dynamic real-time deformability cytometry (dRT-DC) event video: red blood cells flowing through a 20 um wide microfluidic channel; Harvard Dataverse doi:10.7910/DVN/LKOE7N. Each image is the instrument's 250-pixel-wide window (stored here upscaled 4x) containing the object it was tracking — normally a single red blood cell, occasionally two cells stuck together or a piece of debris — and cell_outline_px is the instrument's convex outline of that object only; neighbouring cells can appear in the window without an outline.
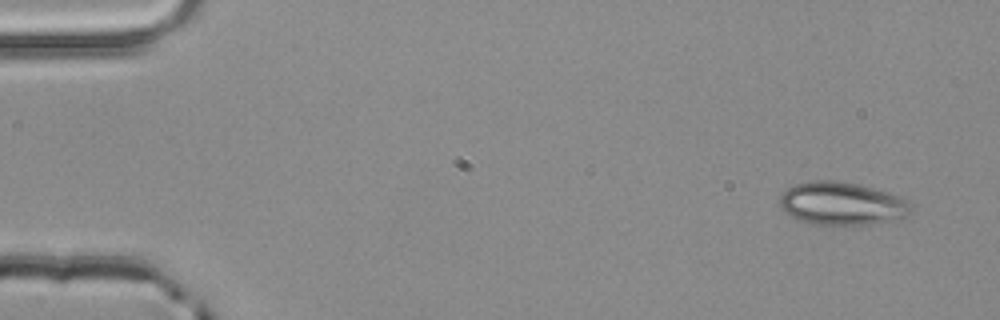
{"species": "common noctule bat (a hibernating species)", "species_latin": "Nyctalus noctula", "temperature_condition": "room temperature", "stored_images_in_passage": 4, "segment_of_instrument_passage": [2, 2], "camera_frame_rate_fps": 3000, "um_per_image_px": 0.085, "animal": {"sex": "male", "body_mass_g": 20.4}, "frame": {"image": 1, "passage_image": 4, "time_ms": 1.0, "image_size_px": [1000, 320], "cell_outline_px": [[912, 212], [904, 220], [872, 224], [816, 224], [800, 220], [784, 212], [780, 204], [780, 196], [788, 188], [796, 184], [812, 180], [836, 180], [856, 184], [888, 192], [900, 196], [908, 200]], "centroid_in_image_um": [71.63, 17.31], "position_along_channel_um": 13.4, "area_um2": 33.0}}